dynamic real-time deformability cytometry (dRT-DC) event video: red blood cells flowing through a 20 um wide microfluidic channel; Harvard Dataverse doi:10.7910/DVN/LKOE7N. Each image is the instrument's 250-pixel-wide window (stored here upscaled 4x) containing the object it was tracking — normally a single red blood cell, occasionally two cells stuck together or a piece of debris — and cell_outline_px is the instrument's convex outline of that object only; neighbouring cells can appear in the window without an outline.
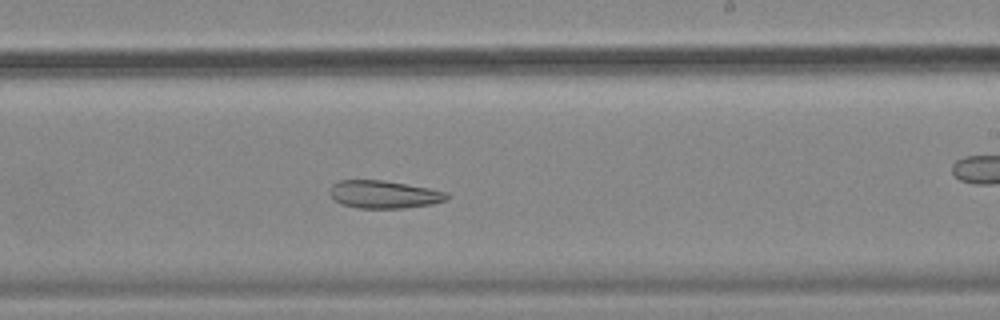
{"species": "common noctule bat (a hibernating species)", "species_latin": "Nyctalus noctula", "temperature_condition": "cold", "stored_images_in_passage": 58, "camera_frame_rate_fps": 3000, "um_per_image_px": 0.085, "animal": {"sex": "female", "body_mass_g": 18.4}, "frame": {"image": 1, "passage_image": 34, "time_ms": 11.0, "image_size_px": [1000, 320], "cell_outline_px": [[448, 200], [432, 204], [404, 208], [356, 208], [344, 204], [336, 200], [328, 192], [332, 184], [340, 180], [384, 180], [428, 188], [448, 192]], "centroid_in_image_um": [32.65, 16.52], "position_along_channel_um": 256.4, "area_um2": 18.9}}